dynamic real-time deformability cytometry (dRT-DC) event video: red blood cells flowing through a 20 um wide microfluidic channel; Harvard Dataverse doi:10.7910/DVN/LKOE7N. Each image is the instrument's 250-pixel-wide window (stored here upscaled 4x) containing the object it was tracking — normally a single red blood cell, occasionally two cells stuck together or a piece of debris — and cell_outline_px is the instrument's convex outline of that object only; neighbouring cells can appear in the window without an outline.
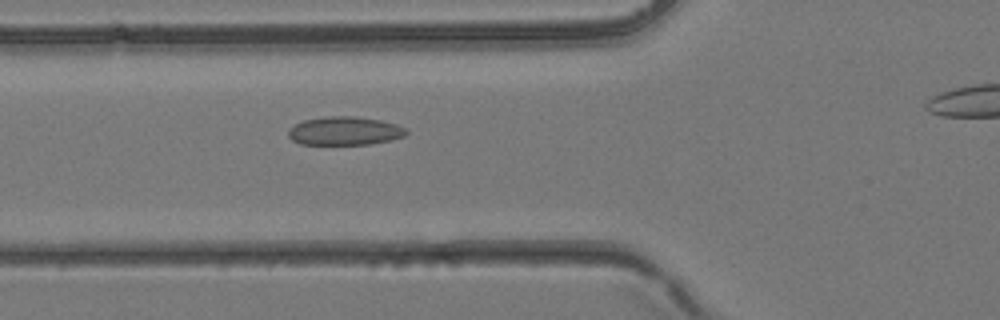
{"species": "common noctule bat (a hibernating species)", "species_latin": "Nyctalus noctula", "temperature_condition": "room temperature", "stored_images_in_passage": 31, "camera_frame_rate_fps": 3000, "um_per_image_px": 0.085, "animal": {"sex": "female", "body_mass_g": 24.6, "forearm_length_mm": 56.2}, "frame": {"image": 1, "passage_image": 11, "time_ms": 3.333, "image_size_px": [1000, 320], "cell_outline_px": [[408, 132], [404, 136], [392, 140], [372, 144], [300, 144], [292, 140], [288, 136], [288, 128], [304, 120], [328, 116], [352, 116], [380, 120], [396, 124], [408, 128]], "centroid_in_image_um": [29.32, 11.13], "position_along_channel_um": 96.5, "area_um2": 19.65}}
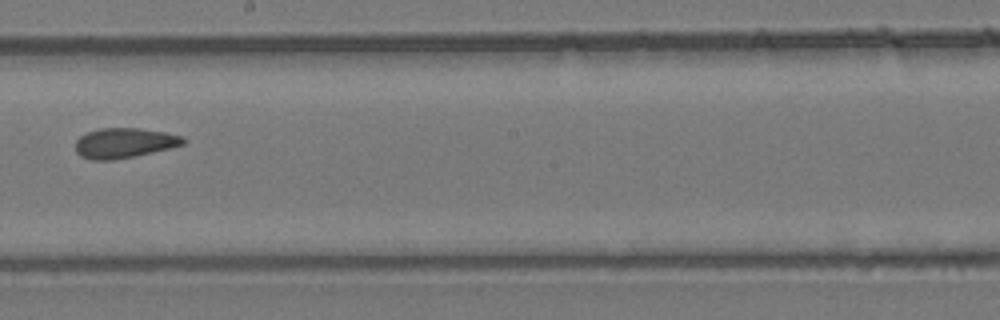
{"frame": {"image": 2, "passage_image": 19, "time_ms": 6.0, "image_size_px": [1000, 320], "cell_outline_px": [[188, 140], [184, 144], [172, 148], [112, 160], [92, 160], [80, 156], [76, 152], [76, 140], [80, 136], [88, 132], [100, 128], [136, 128], [164, 132], [184, 136]], "centroid_in_image_um": [10.58, 12.15], "position_along_channel_um": 237.6, "area_um2": 18.84}}
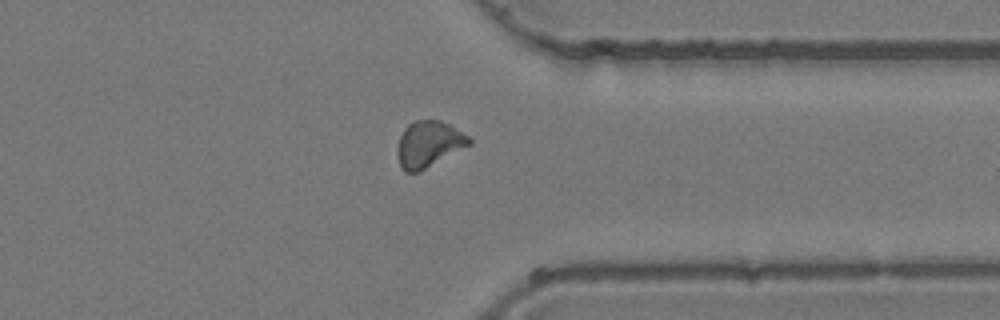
{"frame": {"image": 3, "passage_image": 27, "time_ms": 8.667, "image_size_px": [1000, 320], "cell_outline_px": [[472, 144], [420, 172], [404, 172], [400, 168], [396, 152], [396, 148], [400, 136], [404, 128], [408, 124], [416, 120], [440, 120], [448, 124], [468, 136], [472, 140]], "centroid_in_image_um": [36.41, 12.27], "position_along_channel_um": 375.0, "area_um2": 19.54}}